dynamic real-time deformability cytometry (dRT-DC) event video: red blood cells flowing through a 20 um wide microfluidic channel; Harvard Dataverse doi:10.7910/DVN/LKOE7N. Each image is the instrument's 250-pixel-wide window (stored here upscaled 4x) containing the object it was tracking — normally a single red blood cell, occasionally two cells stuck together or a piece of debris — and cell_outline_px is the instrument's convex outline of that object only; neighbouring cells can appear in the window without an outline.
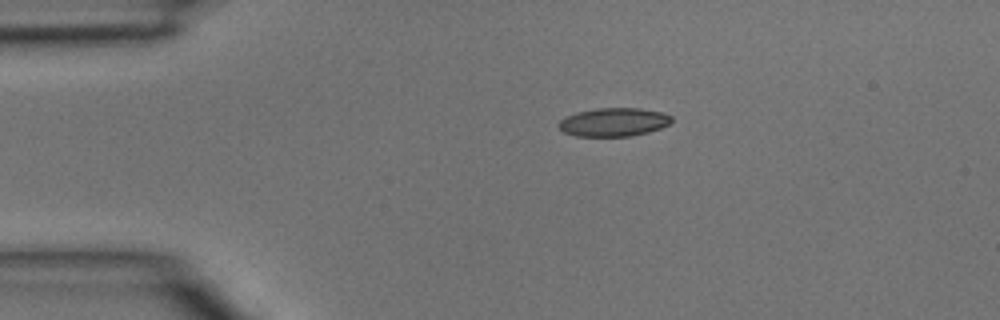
{"species": "common noctule bat (a hibernating species)", "species_latin": "Nyctalus noctula", "temperature_condition": "room temperature", "stored_images_in_passage": 3, "camera_frame_rate_fps": 3000, "um_per_image_px": 0.085, "animal": {"sex": "male", "body_mass_g": 15.6}, "frame": {"image": 1, "passage_image": 3, "time_ms": 0.667, "image_size_px": [1000, 320], "cell_outline_px": [[672, 120], [668, 124], [660, 128], [648, 132], [632, 136], [576, 136], [564, 132], [556, 124], [560, 120], [576, 112], [596, 108], [640, 108], [664, 112], [672, 116]], "centroid_in_image_um": [52.17, 10.37], "position_along_channel_um": 32.8, "area_um2": 18.79}}